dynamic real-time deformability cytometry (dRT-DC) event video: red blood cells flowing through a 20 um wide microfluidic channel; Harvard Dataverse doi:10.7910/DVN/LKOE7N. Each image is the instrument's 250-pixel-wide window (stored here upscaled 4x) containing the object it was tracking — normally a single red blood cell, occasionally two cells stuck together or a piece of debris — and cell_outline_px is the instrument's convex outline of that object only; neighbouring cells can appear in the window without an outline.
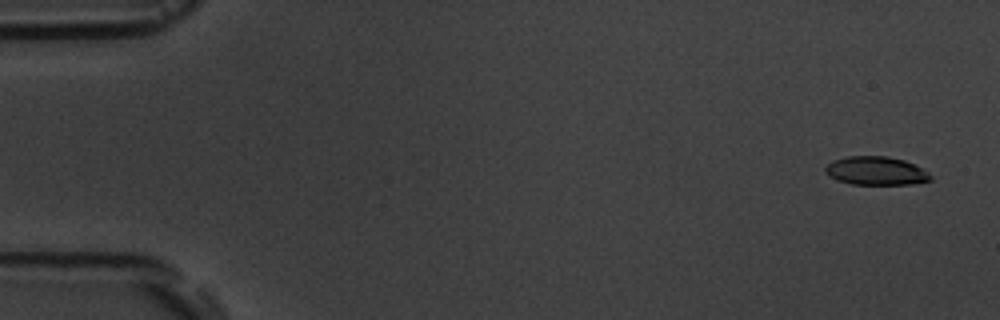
{"species": "common noctule bat (a hibernating species)", "species_latin": "Nyctalus noctula", "temperature_condition": "room temperature", "stored_images_in_passage": 4, "camera_frame_rate_fps": 3000, "um_per_image_px": 0.085, "animal": {"sex": "male", "body_mass_g": 19.5, "forearm_length_mm": 54.6}, "frame": {"image": 1, "passage_image": 1, "time_ms": 0.0, "image_size_px": [1000, 320], "cell_outline_px": [[932, 180], [912, 184], [852, 184], [836, 180], [824, 172], [824, 168], [832, 160], [848, 156], [888, 156], [904, 160], [928, 172], [932, 176]], "centroid_in_image_um": [74.43, 14.52], "position_along_channel_um": 10.6, "area_um2": 17.46}}
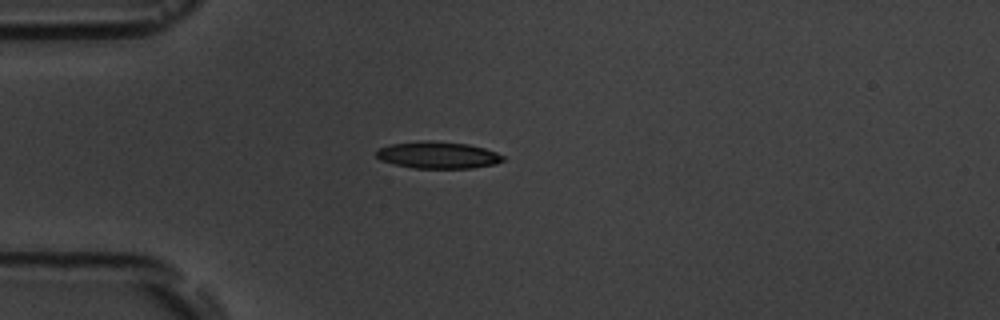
{"frame": {"image": 2, "passage_image": 4, "time_ms": 4.333, "image_size_px": [1000, 320], "cell_outline_px": [[504, 160], [496, 164], [472, 168], [412, 168], [380, 160], [376, 156], [376, 148], [388, 144], [428, 140], [468, 144], [484, 148], [496, 152], [504, 156]], "centroid_in_image_um": [37.2, 13.18], "position_along_channel_um": 47.8, "area_um2": 19.94}}